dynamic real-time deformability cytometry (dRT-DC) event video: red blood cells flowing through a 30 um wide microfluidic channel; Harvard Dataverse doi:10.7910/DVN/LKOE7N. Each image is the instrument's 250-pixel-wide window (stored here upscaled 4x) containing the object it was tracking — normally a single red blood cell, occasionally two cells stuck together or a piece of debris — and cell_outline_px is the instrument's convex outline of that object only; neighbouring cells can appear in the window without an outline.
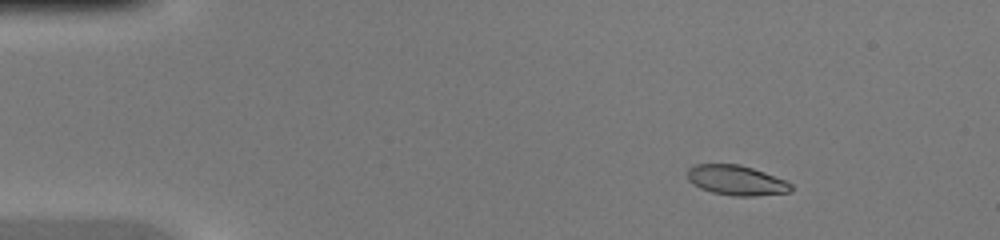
{"species": "common noctule bat (a hibernating species)", "species_latin": "Nyctalus noctula", "temperature_condition": "warm", "stored_images_in_passage": 46, "camera_frame_rate_fps": 3000, "um_per_image_px": 0.085, "animal": {"sex": "female", "body_mass_g": 20.0, "forearm_length_mm": 54.0}, "frame": {"image": 1, "passage_image": 6, "time_ms": 1.667, "image_size_px": [1000, 240], "cell_outline_px": [[792, 192], [756, 196], [732, 196], [712, 192], [700, 188], [692, 184], [684, 176], [688, 168], [692, 164], [740, 164], [788, 180], [792, 184]], "centroid_in_image_um": [62.57, 15.32], "position_along_channel_um": 22.4, "area_um2": 18.55}}
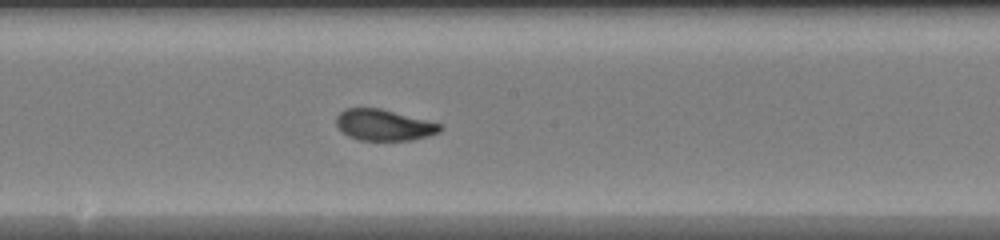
{"frame": {"image": 2, "passage_image": 25, "time_ms": 8.0, "image_size_px": [1000, 240], "cell_outline_px": [[444, 128], [440, 132], [428, 136], [412, 140], [356, 140], [348, 136], [336, 124], [336, 116], [344, 108], [380, 108], [440, 124]], "centroid_in_image_um": [32.61, 10.63], "position_along_channel_um": 215.6, "area_um2": 18.73}}
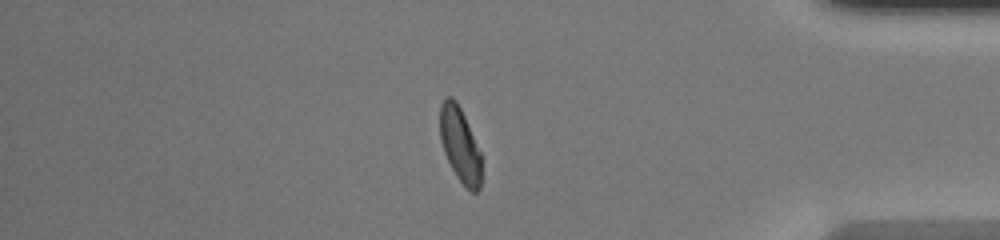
{"frame": {"image": 3, "passage_image": 39, "time_ms": 12.667, "image_size_px": [1000, 240], "cell_outline_px": [[480, 188], [476, 192], [472, 192], [456, 176], [444, 152], [440, 140], [440, 104], [444, 96], [452, 96], [456, 100], [464, 116], [480, 152]], "centroid_in_image_um": [39.06, 12.25], "position_along_channel_um": 396.1, "area_um2": 17.74}}